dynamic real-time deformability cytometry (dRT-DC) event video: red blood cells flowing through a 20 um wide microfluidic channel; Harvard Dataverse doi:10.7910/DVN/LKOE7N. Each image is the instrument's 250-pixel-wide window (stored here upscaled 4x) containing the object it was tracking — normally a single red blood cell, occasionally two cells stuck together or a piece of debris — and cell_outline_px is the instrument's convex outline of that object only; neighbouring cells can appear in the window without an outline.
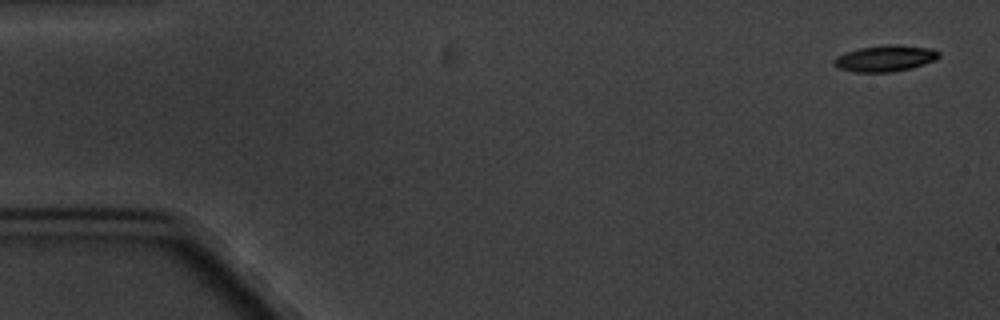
{"species": "common noctule bat (a hibernating species)", "species_latin": "Nyctalus noctula", "temperature_condition": "cold", "stored_images_in_passage": 12, "camera_frame_rate_fps": 3000, "um_per_image_px": 0.085, "animal": {"sex": "male", "body_mass_g": 20.1, "forearm_length_mm": 53.5}, "frame": {"image": 1, "passage_image": 1, "time_ms": 0.0, "image_size_px": [1000, 320], "cell_outline_px": [[940, 56], [936, 60], [912, 68], [892, 72], [856, 72], [836, 68], [832, 64], [832, 60], [836, 56], [860, 48], [932, 48], [940, 52]], "centroid_in_image_um": [75.18, 5.04], "position_along_channel_um": 9.8, "area_um2": 15.09}}
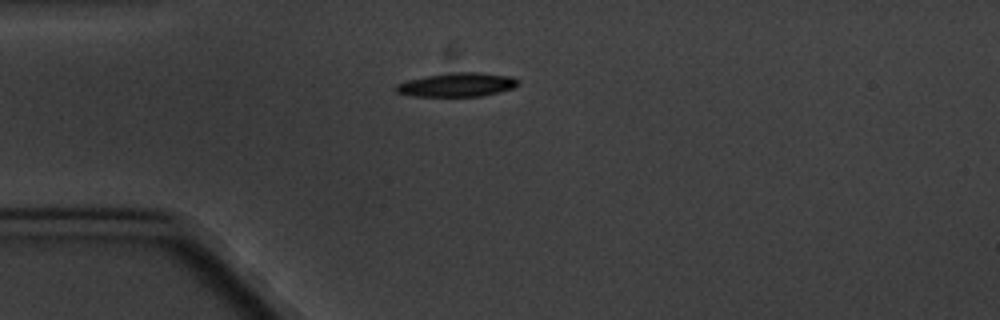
{"frame": {"image": 2, "passage_image": 4, "time_ms": 4.333, "image_size_px": [1000, 320], "cell_outline_px": [[520, 84], [512, 88], [500, 92], [480, 96], [408, 96], [396, 92], [396, 84], [408, 80], [428, 76], [452, 72], [480, 72], [512, 76], [520, 80]], "centroid_in_image_um": [38.89, 7.2], "position_along_channel_um": 46.1, "area_um2": 17.05}}
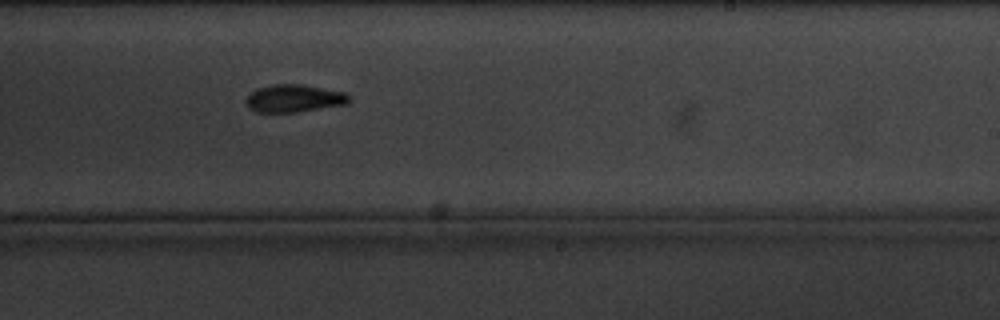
{"frame": {"image": 3, "passage_image": 10, "time_ms": 11.333, "image_size_px": [1000, 320], "cell_outline_px": [[352, 100], [348, 104], [296, 112], [256, 112], [248, 108], [244, 100], [252, 92], [260, 88], [276, 84], [300, 84], [348, 92], [352, 96]], "centroid_in_image_um": [25.07, 8.37], "position_along_channel_um": 263.9, "area_um2": 16.76}}